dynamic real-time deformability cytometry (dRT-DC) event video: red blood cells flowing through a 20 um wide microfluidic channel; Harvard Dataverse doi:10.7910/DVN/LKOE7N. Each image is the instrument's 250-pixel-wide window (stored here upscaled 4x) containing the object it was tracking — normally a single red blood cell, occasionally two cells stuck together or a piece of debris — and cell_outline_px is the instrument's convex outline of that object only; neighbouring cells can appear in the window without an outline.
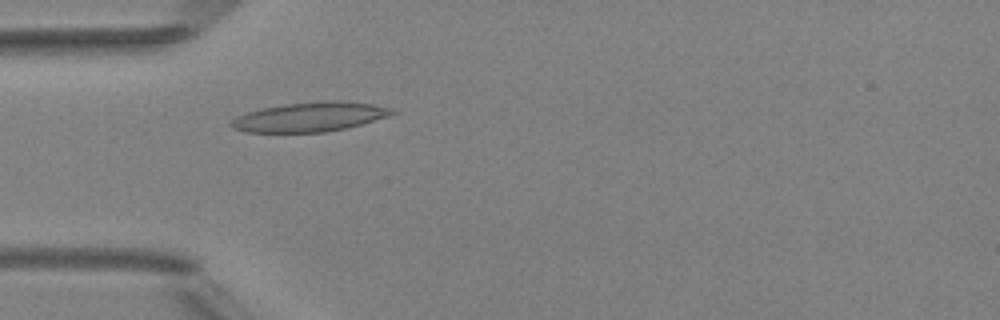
{"species": "Egyptian fruit bat (a non-hibernating species)", "species_latin": "Rousettus aegyptiacus", "temperature_condition": "room temperature", "stored_images_in_passage": 4, "camera_frame_rate_fps": 3000, "um_per_image_px": 0.085, "animal": {"sex": "female"}, "frame": {"image": 1, "passage_image": 4, "time_ms": 3.333, "image_size_px": [1000, 320], "cell_outline_px": [[396, 112], [388, 116], [360, 124], [344, 128], [324, 132], [244, 132], [232, 128], [228, 124], [236, 116], [260, 108], [284, 104], [324, 100], [340, 100], [372, 104], [392, 108]], "centroid_in_image_um": [26.29, 9.93], "position_along_channel_um": 58.7, "area_um2": 27.57}}